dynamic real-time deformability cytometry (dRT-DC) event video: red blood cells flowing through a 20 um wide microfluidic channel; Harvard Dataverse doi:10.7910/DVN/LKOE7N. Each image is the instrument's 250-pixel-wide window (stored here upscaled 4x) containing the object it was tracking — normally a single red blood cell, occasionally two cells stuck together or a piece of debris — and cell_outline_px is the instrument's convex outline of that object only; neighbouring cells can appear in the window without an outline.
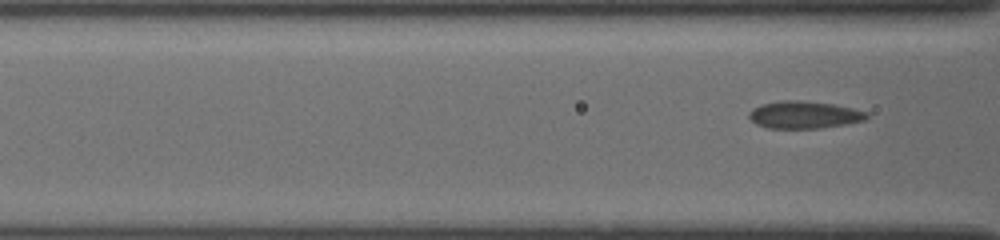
{"species": "common noctule bat (a hibernating species)", "species_latin": "Nyctalus noctula", "temperature_condition": "cold", "stored_images_in_passage": 10, "camera_frame_rate_fps": 3000, "um_per_image_px": 0.085, "animal": {"sex": "female", "body_mass_g": 19.5, "forearm_length_mm": 54.1}, "frame": {"image": 1, "passage_image": 10, "time_ms": 7.667, "image_size_px": [1000, 240], "cell_outline_px": [[868, 116], [864, 120], [844, 124], [820, 128], [768, 128], [756, 124], [748, 116], [748, 112], [752, 108], [760, 104], [780, 100], [800, 100], [832, 104], [852, 108], [868, 112]], "centroid_in_image_um": [68.3, 9.75], "position_along_channel_um": 98.3, "area_um2": 18.73}}